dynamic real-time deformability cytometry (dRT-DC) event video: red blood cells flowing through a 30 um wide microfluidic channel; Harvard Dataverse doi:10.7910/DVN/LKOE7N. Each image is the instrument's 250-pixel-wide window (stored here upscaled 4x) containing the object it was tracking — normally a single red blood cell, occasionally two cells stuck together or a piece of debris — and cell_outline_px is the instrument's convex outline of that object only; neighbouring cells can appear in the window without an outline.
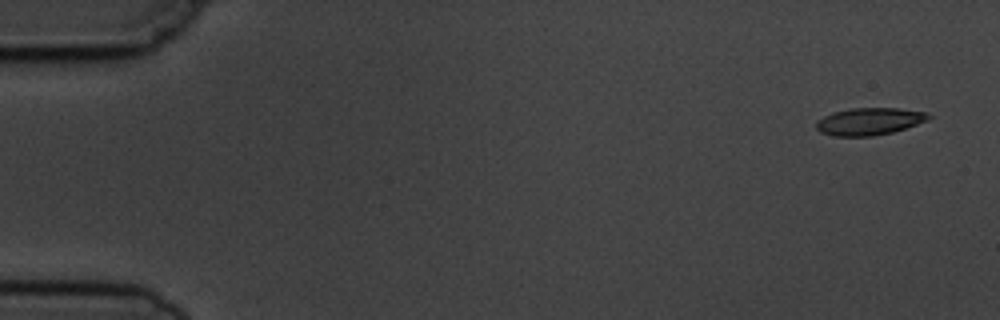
{"species": "common noctule bat (a hibernating species)", "species_latin": "Nyctalus noctula", "temperature_condition": "cold", "stored_images_in_passage": 4, "camera_frame_rate_fps": 3000, "um_per_image_px": 0.085, "animal": {"sex": "male", "body_mass_g": 19.5, "forearm_length_mm": 54.6}, "frame": {"image": 1, "passage_image": 1, "time_ms": 0.0, "image_size_px": [1000, 320], "cell_outline_px": [[932, 116], [928, 120], [892, 132], [872, 136], [832, 136], [820, 132], [816, 128], [816, 120], [832, 112], [852, 108], [900, 108], [924, 112]], "centroid_in_image_um": [73.85, 10.32], "position_along_channel_um": 11.2, "area_um2": 17.8}}